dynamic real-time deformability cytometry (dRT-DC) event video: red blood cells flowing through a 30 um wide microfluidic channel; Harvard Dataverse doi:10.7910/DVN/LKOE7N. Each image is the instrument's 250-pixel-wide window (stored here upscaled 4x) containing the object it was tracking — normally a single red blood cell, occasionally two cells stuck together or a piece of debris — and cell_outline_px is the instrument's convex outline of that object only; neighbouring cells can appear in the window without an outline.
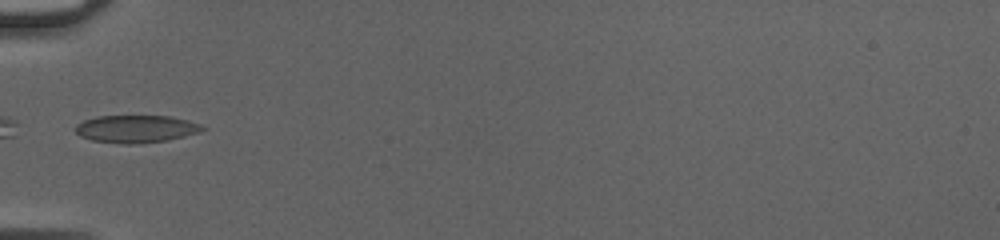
{"species": "common noctule bat (a hibernating species)", "species_latin": "Nyctalus noctula", "temperature_condition": "cold", "stored_images_in_passage": 29, "camera_frame_rate_fps": 3000, "um_per_image_px": 0.085, "animal": {"sex": "female", "body_mass_g": 20.0, "forearm_length_mm": 54.0}, "frame": {"image": 1, "passage_image": 1, "time_ms": 0.0, "image_size_px": [1000, 240], "cell_outline_px": [[208, 128], [200, 132], [168, 140], [132, 144], [124, 144], [92, 140], [80, 136], [76, 132], [76, 124], [84, 120], [96, 116], [168, 116], [188, 120], [200, 124]], "centroid_in_image_um": [11.58, 10.95], "position_along_channel_um": 73.4, "area_um2": 20.35}}
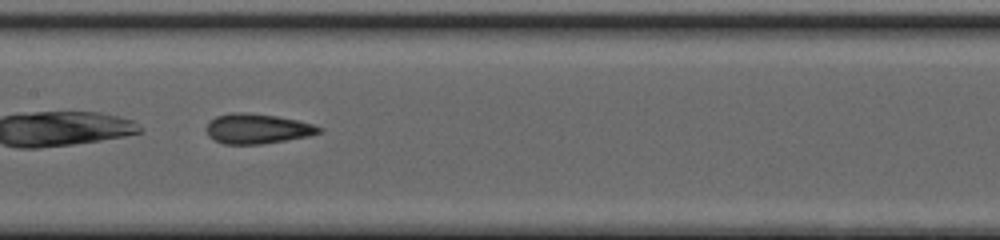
{"frame": {"image": 2, "passage_image": 9, "time_ms": 2.667, "image_size_px": [1000, 240], "cell_outline_px": [[324, 132], [308, 136], [260, 144], [224, 144], [208, 136], [208, 124], [216, 116], [232, 112], [248, 112], [276, 116], [296, 120], [312, 124], [324, 128]], "centroid_in_image_um": [21.91, 10.93], "position_along_channel_um": 185.5, "area_um2": 19.48}}
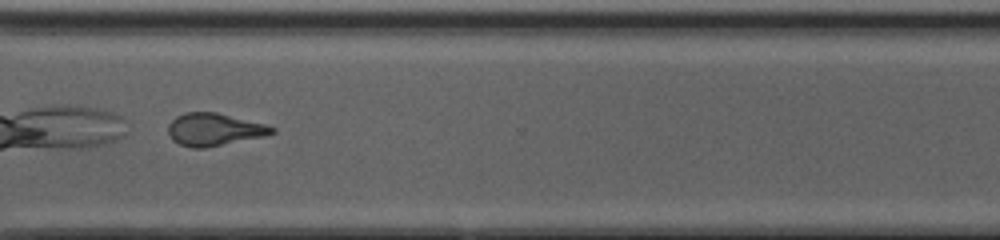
{"frame": {"image": 3, "passage_image": 21, "time_ms": 6.667, "image_size_px": [1000, 240], "cell_outline_px": [[276, 132], [264, 136], [204, 148], [192, 148], [180, 144], [172, 140], [168, 132], [168, 124], [176, 116], [184, 112], [216, 112], [268, 124], [276, 128]], "centroid_in_image_um": [18.22, 10.99], "position_along_channel_um": 352.4, "area_um2": 19.77}, "authors_computed_cell_mechanics": {"area_um2": 19.5942, "velocity_mm_per_s": 4.1944, "shape_relaxation_time_tau1_ms": null, "shape_relaxation_time_tau2_ms": 1.695, "deformation_change_tau1": null, "deformation_change_tau2": 0.0658}}